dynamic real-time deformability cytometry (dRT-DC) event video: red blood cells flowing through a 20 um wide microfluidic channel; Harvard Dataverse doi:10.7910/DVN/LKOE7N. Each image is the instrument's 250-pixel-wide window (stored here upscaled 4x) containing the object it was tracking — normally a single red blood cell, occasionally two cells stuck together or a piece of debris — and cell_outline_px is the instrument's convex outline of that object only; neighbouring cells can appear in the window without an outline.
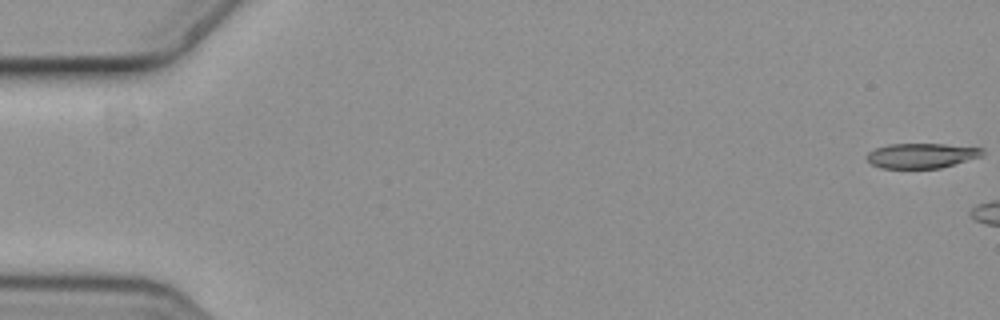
{"species": "common noctule bat (a hibernating species)", "species_latin": "Nyctalus noctula", "temperature_condition": "cold", "stored_images_in_passage": 3, "camera_frame_rate_fps": 3000, "um_per_image_px": 0.085, "animal": {"sex": "female", "body_mass_g": 19.3, "forearm_length_mm": 54.1}, "frame": {"image": 1, "passage_image": 1, "time_ms": 0.0, "image_size_px": [1000, 320], "cell_outline_px": [[984, 156], [940, 168], [880, 168], [872, 164], [864, 156], [868, 152], [876, 148], [888, 144], [944, 144], [984, 148]], "centroid_in_image_um": [78.34, 13.23], "position_along_channel_um": 6.7, "area_um2": 16.94}}